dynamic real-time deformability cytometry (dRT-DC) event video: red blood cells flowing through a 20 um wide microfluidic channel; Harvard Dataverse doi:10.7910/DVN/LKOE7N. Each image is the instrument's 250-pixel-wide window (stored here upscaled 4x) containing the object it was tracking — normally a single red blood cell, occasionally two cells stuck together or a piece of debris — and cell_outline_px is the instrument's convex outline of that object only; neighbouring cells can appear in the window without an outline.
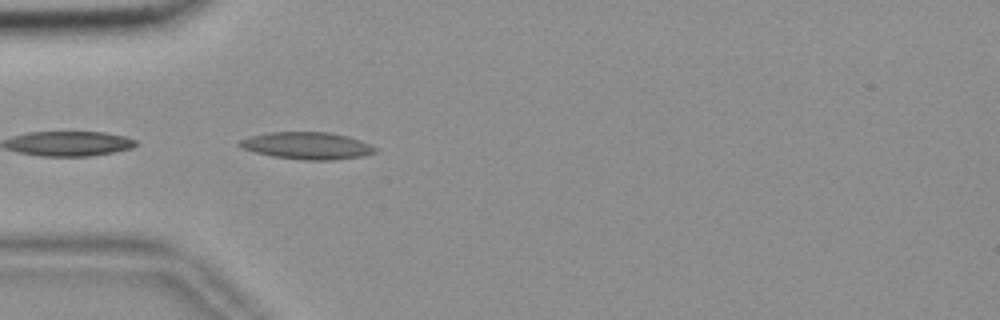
{"species": "common noctule bat (a hibernating species)", "species_latin": "Nyctalus noctula", "temperature_condition": "room temperature", "stored_images_in_passage": 5, "camera_frame_rate_fps": 3000, "um_per_image_px": 0.085, "animal": {"sex": "female", "body_mass_g": 18.4}, "frame": {"image": 1, "passage_image": 1, "time_ms": 0.0, "image_size_px": [1000, 320], "cell_outline_px": [[376, 152], [364, 156], [332, 160], [304, 160], [272, 156], [240, 148], [236, 144], [240, 140], [252, 136], [268, 132], [328, 132], [360, 140], [376, 148]], "centroid_in_image_um": [26.07, 12.39], "position_along_channel_um": 58.9, "area_um2": 21.27}}